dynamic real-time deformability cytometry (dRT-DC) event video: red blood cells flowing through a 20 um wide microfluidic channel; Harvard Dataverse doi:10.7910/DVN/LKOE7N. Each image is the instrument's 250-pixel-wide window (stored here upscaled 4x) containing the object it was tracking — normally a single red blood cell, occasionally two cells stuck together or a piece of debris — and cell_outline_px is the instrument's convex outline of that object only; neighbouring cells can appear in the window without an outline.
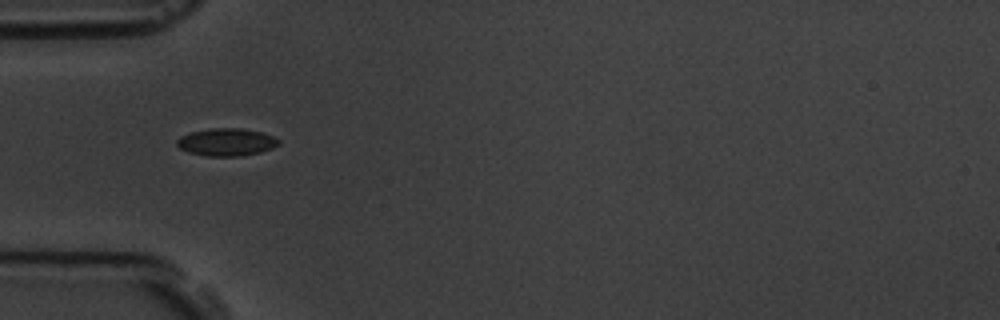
{"species": "common noctule bat (a hibernating species)", "species_latin": "Nyctalus noctula", "temperature_condition": "room temperature", "stored_images_in_passage": 9, "camera_frame_rate_fps": 3000, "um_per_image_px": 0.085, "animal": {"sex": "male", "body_mass_g": 19.5, "forearm_length_mm": 54.6}, "frame": {"image": 1, "passage_image": 1, "time_ms": 0.0, "image_size_px": [1000, 320], "cell_outline_px": [[280, 144], [272, 148], [260, 152], [240, 156], [208, 156], [188, 152], [180, 148], [176, 144], [176, 140], [180, 136], [192, 132], [212, 128], [240, 128], [260, 132], [272, 136], [280, 140]], "centroid_in_image_um": [19.24, 12.08], "position_along_channel_um": 65.8, "area_um2": 16.24}}
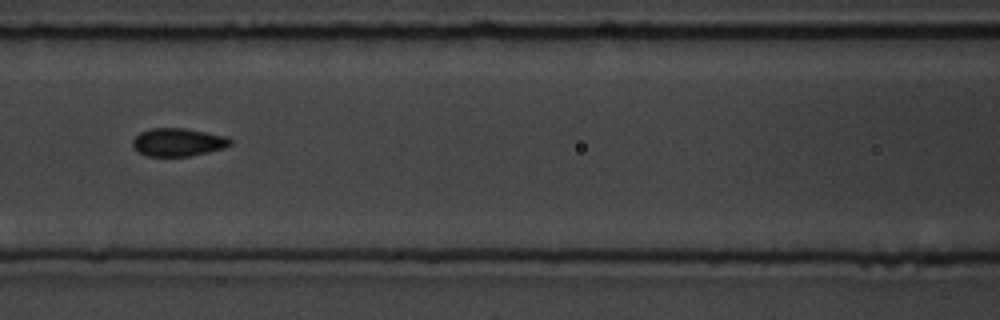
{"frame": {"image": 2, "passage_image": 3, "time_ms": 2.333, "image_size_px": [1000, 320], "cell_outline_px": [[232, 144], [224, 148], [208, 152], [188, 156], [148, 156], [140, 152], [132, 144], [132, 140], [140, 132], [152, 128], [184, 128], [228, 136], [232, 140]], "centroid_in_image_um": [15.17, 12.08], "position_along_channel_um": 151.4, "area_um2": 15.9}}
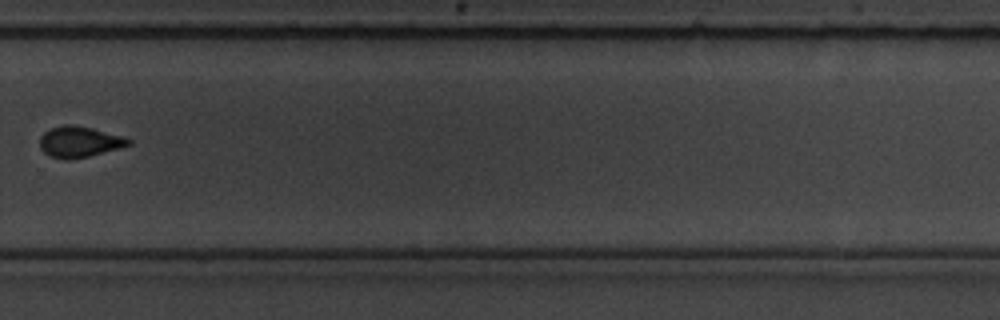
{"frame": {"image": 3, "passage_image": 7, "time_ms": 7.0, "image_size_px": [1000, 320], "cell_outline_px": [[132, 144], [120, 148], [72, 160], [64, 160], [52, 156], [44, 152], [40, 148], [40, 136], [44, 132], [52, 128], [64, 124], [72, 124], [92, 128], [120, 136], [132, 140]], "centroid_in_image_um": [6.73, 12.06], "position_along_channel_um": 323.1, "area_um2": 15.9}}